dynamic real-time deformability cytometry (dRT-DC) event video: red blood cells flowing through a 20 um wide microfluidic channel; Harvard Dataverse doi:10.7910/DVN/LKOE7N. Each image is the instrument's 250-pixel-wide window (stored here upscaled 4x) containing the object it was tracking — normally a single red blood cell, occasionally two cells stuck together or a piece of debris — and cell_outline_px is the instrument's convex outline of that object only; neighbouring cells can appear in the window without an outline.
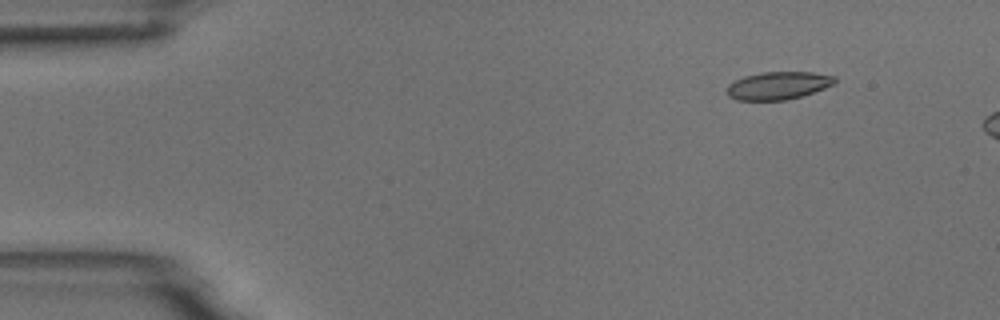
{"species": "common noctule bat (a hibernating species)", "species_latin": "Nyctalus noctula", "temperature_condition": "room temperature", "stored_images_in_passage": 4, "camera_frame_rate_fps": 3000, "um_per_image_px": 0.085, "animal": {"sex": "male", "body_mass_g": 18.8}, "frame": {"image": 1, "passage_image": 2, "time_ms": 1.333, "image_size_px": [1000, 320], "cell_outline_px": [[836, 84], [800, 96], [784, 100], [736, 100], [728, 96], [728, 84], [744, 76], [760, 72], [812, 72], [836, 76]], "centroid_in_image_um": [66.15, 7.26], "position_along_channel_um": 18.8, "area_um2": 17.4}}